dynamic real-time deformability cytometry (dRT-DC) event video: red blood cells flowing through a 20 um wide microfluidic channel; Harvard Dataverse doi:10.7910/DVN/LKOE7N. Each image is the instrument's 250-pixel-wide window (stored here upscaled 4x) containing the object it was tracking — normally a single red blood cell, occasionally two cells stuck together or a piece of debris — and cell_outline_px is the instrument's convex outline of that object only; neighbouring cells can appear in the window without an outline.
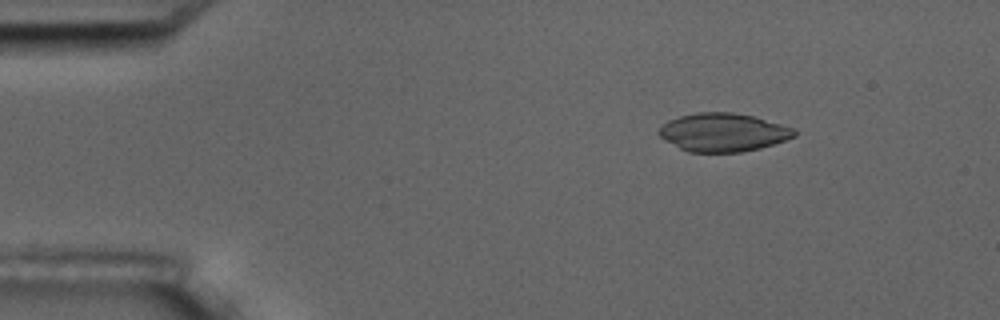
{"species": "common noctule bat (a hibernating species)", "species_latin": "Nyctalus noctula", "temperature_condition": "room temperature", "stored_images_in_passage": 3, "camera_frame_rate_fps": 3000, "um_per_image_px": 0.085, "animal": {"sex": "male", "body_mass_g": 17.5, "forearm_length_mm": 52.3}, "frame": {"image": 1, "passage_image": 1, "time_ms": 0.0, "image_size_px": [1000, 320], "cell_outline_px": [[796, 136], [760, 148], [740, 152], [688, 152], [664, 140], [656, 132], [668, 120], [680, 116], [696, 112], [732, 112], [752, 116], [796, 128]], "centroid_in_image_um": [61.45, 11.25], "position_along_channel_um": 23.5, "area_um2": 30.17}}